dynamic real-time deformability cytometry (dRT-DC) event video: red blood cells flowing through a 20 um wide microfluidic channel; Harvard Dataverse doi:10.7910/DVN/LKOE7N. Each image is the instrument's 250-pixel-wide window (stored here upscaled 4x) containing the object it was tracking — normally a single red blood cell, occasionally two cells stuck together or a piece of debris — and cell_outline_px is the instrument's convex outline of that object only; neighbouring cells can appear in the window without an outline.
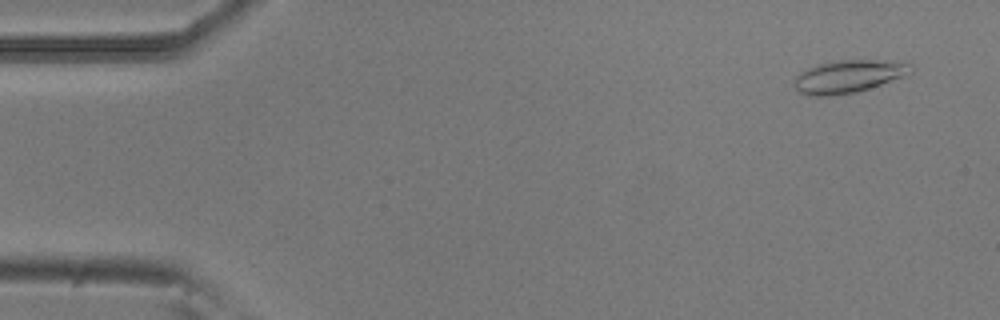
{"species": "common noctule bat (a hibernating species)", "species_latin": "Nyctalus noctula", "temperature_condition": "room temperature", "stored_images_in_passage": 50, "camera_frame_rate_fps": 3000, "um_per_image_px": 0.085, "animal": {"sex": "male", "body_mass_g": 20.5, "forearm_length_mm": 52.5}, "frame": {"image": 1, "passage_image": 3, "time_ms": 0.667, "image_size_px": [1000, 320], "cell_outline_px": [[916, 68], [908, 76], [856, 92], [828, 96], [808, 96], [800, 92], [796, 88], [796, 76], [800, 72], [816, 64], [840, 60], [904, 60], [912, 64]], "centroid_in_image_um": [72.25, 6.47], "position_along_channel_um": 12.8, "area_um2": 22.66}}
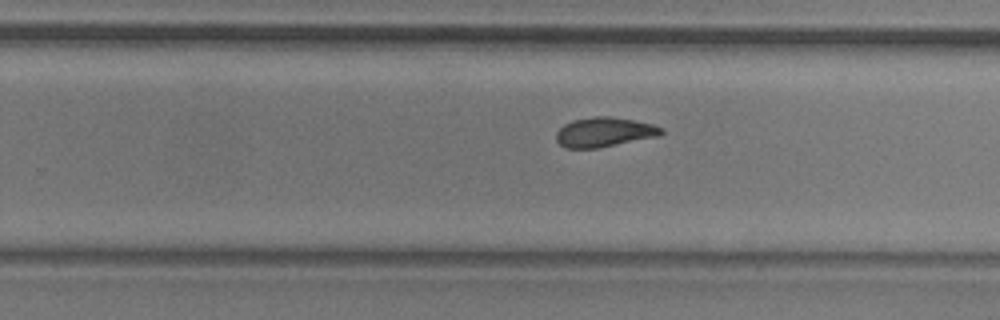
{"frame": {"image": 2, "passage_image": 33, "time_ms": 10.667, "image_size_px": [1000, 320], "cell_outline_px": [[664, 132], [660, 136], [596, 148], [564, 148], [556, 140], [556, 132], [564, 124], [572, 120], [596, 116], [608, 116], [632, 120], [652, 124], [664, 128]], "centroid_in_image_um": [51.36, 11.23], "position_along_channel_um": 278.4, "area_um2": 18.09}}
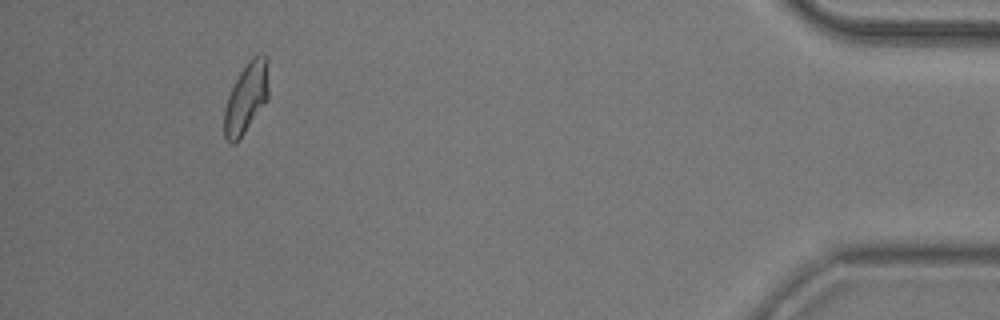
{"frame": {"image": 3, "passage_image": 49, "time_ms": 16.0, "image_size_px": [1000, 320], "cell_outline_px": [[268, 100], [236, 144], [232, 144], [224, 136], [224, 112], [228, 96], [240, 72], [248, 60], [256, 52], [264, 52], [268, 56]], "centroid_in_image_um": [20.97, 8.26], "position_along_channel_um": 414.2, "area_um2": 18.55}}